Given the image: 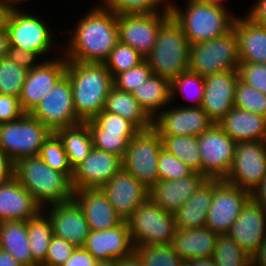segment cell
I'll list each match as a JSON object with an SVG mask.
<instances>
[{"instance_id":"obj_1","label":"cell","mask_w":266,"mask_h":266,"mask_svg":"<svg viewBox=\"0 0 266 266\" xmlns=\"http://www.w3.org/2000/svg\"><path fill=\"white\" fill-rule=\"evenodd\" d=\"M79 19L59 51L67 60L104 63L119 42L117 14L98 3Z\"/></svg>"},{"instance_id":"obj_2","label":"cell","mask_w":266,"mask_h":266,"mask_svg":"<svg viewBox=\"0 0 266 266\" xmlns=\"http://www.w3.org/2000/svg\"><path fill=\"white\" fill-rule=\"evenodd\" d=\"M65 75L72 86L75 113L82 122L104 110L106 97L114 86L113 76L104 63L67 60Z\"/></svg>"},{"instance_id":"obj_3","label":"cell","mask_w":266,"mask_h":266,"mask_svg":"<svg viewBox=\"0 0 266 266\" xmlns=\"http://www.w3.org/2000/svg\"><path fill=\"white\" fill-rule=\"evenodd\" d=\"M14 177L42 208L73 200L71 180L47 166L39 156L18 159L14 163Z\"/></svg>"},{"instance_id":"obj_4","label":"cell","mask_w":266,"mask_h":266,"mask_svg":"<svg viewBox=\"0 0 266 266\" xmlns=\"http://www.w3.org/2000/svg\"><path fill=\"white\" fill-rule=\"evenodd\" d=\"M174 2L170 1L171 16L181 26L190 45L225 35L237 17L227 9L198 0H187L186 8Z\"/></svg>"},{"instance_id":"obj_5","label":"cell","mask_w":266,"mask_h":266,"mask_svg":"<svg viewBox=\"0 0 266 266\" xmlns=\"http://www.w3.org/2000/svg\"><path fill=\"white\" fill-rule=\"evenodd\" d=\"M190 43L171 16L159 29L153 49L145 57L153 74L172 82L189 70Z\"/></svg>"},{"instance_id":"obj_6","label":"cell","mask_w":266,"mask_h":266,"mask_svg":"<svg viewBox=\"0 0 266 266\" xmlns=\"http://www.w3.org/2000/svg\"><path fill=\"white\" fill-rule=\"evenodd\" d=\"M239 63L238 38L233 28L223 36L190 45L188 68L201 76L238 70Z\"/></svg>"},{"instance_id":"obj_7","label":"cell","mask_w":266,"mask_h":266,"mask_svg":"<svg viewBox=\"0 0 266 266\" xmlns=\"http://www.w3.org/2000/svg\"><path fill=\"white\" fill-rule=\"evenodd\" d=\"M133 246L171 244L176 231L173 213L150 199L138 206L127 219Z\"/></svg>"},{"instance_id":"obj_8","label":"cell","mask_w":266,"mask_h":266,"mask_svg":"<svg viewBox=\"0 0 266 266\" xmlns=\"http://www.w3.org/2000/svg\"><path fill=\"white\" fill-rule=\"evenodd\" d=\"M51 133L39 120L25 113L18 120L0 124V149L14 163L23 157L38 156Z\"/></svg>"},{"instance_id":"obj_9","label":"cell","mask_w":266,"mask_h":266,"mask_svg":"<svg viewBox=\"0 0 266 266\" xmlns=\"http://www.w3.org/2000/svg\"><path fill=\"white\" fill-rule=\"evenodd\" d=\"M161 149L162 140L154 127L140 130L128 144L122 169L150 189L159 180L157 165Z\"/></svg>"},{"instance_id":"obj_10","label":"cell","mask_w":266,"mask_h":266,"mask_svg":"<svg viewBox=\"0 0 266 266\" xmlns=\"http://www.w3.org/2000/svg\"><path fill=\"white\" fill-rule=\"evenodd\" d=\"M17 5L19 4L16 3V7L12 8L7 20L9 45L35 52L41 59L47 60L43 56L53 52V43L56 44L51 35L53 31L40 16L23 11Z\"/></svg>"},{"instance_id":"obj_11","label":"cell","mask_w":266,"mask_h":266,"mask_svg":"<svg viewBox=\"0 0 266 266\" xmlns=\"http://www.w3.org/2000/svg\"><path fill=\"white\" fill-rule=\"evenodd\" d=\"M29 114L51 132L82 122L75 113L69 78L64 75Z\"/></svg>"},{"instance_id":"obj_12","label":"cell","mask_w":266,"mask_h":266,"mask_svg":"<svg viewBox=\"0 0 266 266\" xmlns=\"http://www.w3.org/2000/svg\"><path fill=\"white\" fill-rule=\"evenodd\" d=\"M236 144L217 123L198 136L202 175L225 179L233 165Z\"/></svg>"},{"instance_id":"obj_13","label":"cell","mask_w":266,"mask_h":266,"mask_svg":"<svg viewBox=\"0 0 266 266\" xmlns=\"http://www.w3.org/2000/svg\"><path fill=\"white\" fill-rule=\"evenodd\" d=\"M250 198V192L226 182L224 179H216L206 227H209L217 235L228 234Z\"/></svg>"},{"instance_id":"obj_14","label":"cell","mask_w":266,"mask_h":266,"mask_svg":"<svg viewBox=\"0 0 266 266\" xmlns=\"http://www.w3.org/2000/svg\"><path fill=\"white\" fill-rule=\"evenodd\" d=\"M265 175V142H238L235 147L233 165L224 180L252 193Z\"/></svg>"},{"instance_id":"obj_15","label":"cell","mask_w":266,"mask_h":266,"mask_svg":"<svg viewBox=\"0 0 266 266\" xmlns=\"http://www.w3.org/2000/svg\"><path fill=\"white\" fill-rule=\"evenodd\" d=\"M170 17L171 12L117 15L119 42L146 57L156 43L160 27Z\"/></svg>"},{"instance_id":"obj_16","label":"cell","mask_w":266,"mask_h":266,"mask_svg":"<svg viewBox=\"0 0 266 266\" xmlns=\"http://www.w3.org/2000/svg\"><path fill=\"white\" fill-rule=\"evenodd\" d=\"M169 107L153 119V127L160 136L198 137L215 124L201 107Z\"/></svg>"},{"instance_id":"obj_17","label":"cell","mask_w":266,"mask_h":266,"mask_svg":"<svg viewBox=\"0 0 266 266\" xmlns=\"http://www.w3.org/2000/svg\"><path fill=\"white\" fill-rule=\"evenodd\" d=\"M61 53V57L43 60L37 67L28 71L19 97L25 113H30L66 74L67 59L63 52Z\"/></svg>"},{"instance_id":"obj_18","label":"cell","mask_w":266,"mask_h":266,"mask_svg":"<svg viewBox=\"0 0 266 266\" xmlns=\"http://www.w3.org/2000/svg\"><path fill=\"white\" fill-rule=\"evenodd\" d=\"M122 169V158L95 147L79 163L71 179L73 190L101 188Z\"/></svg>"},{"instance_id":"obj_19","label":"cell","mask_w":266,"mask_h":266,"mask_svg":"<svg viewBox=\"0 0 266 266\" xmlns=\"http://www.w3.org/2000/svg\"><path fill=\"white\" fill-rule=\"evenodd\" d=\"M42 211L49 217L54 236L69 241L76 248L85 245L91 230L82 208L74 199L65 203L51 204Z\"/></svg>"},{"instance_id":"obj_20","label":"cell","mask_w":266,"mask_h":266,"mask_svg":"<svg viewBox=\"0 0 266 266\" xmlns=\"http://www.w3.org/2000/svg\"><path fill=\"white\" fill-rule=\"evenodd\" d=\"M100 189L123 220H127L138 206L149 199V189L124 169Z\"/></svg>"},{"instance_id":"obj_21","label":"cell","mask_w":266,"mask_h":266,"mask_svg":"<svg viewBox=\"0 0 266 266\" xmlns=\"http://www.w3.org/2000/svg\"><path fill=\"white\" fill-rule=\"evenodd\" d=\"M239 79L238 70L204 77V100L201 108L217 123L234 108V95Z\"/></svg>"},{"instance_id":"obj_22","label":"cell","mask_w":266,"mask_h":266,"mask_svg":"<svg viewBox=\"0 0 266 266\" xmlns=\"http://www.w3.org/2000/svg\"><path fill=\"white\" fill-rule=\"evenodd\" d=\"M83 247L96 260H118L131 255L134 246L127 220L111 229L90 231Z\"/></svg>"},{"instance_id":"obj_23","label":"cell","mask_w":266,"mask_h":266,"mask_svg":"<svg viewBox=\"0 0 266 266\" xmlns=\"http://www.w3.org/2000/svg\"><path fill=\"white\" fill-rule=\"evenodd\" d=\"M227 235L251 255L266 239V210L250 198Z\"/></svg>"},{"instance_id":"obj_24","label":"cell","mask_w":266,"mask_h":266,"mask_svg":"<svg viewBox=\"0 0 266 266\" xmlns=\"http://www.w3.org/2000/svg\"><path fill=\"white\" fill-rule=\"evenodd\" d=\"M206 179L204 175L194 172L180 179L158 180L149 189V199L166 212L174 214Z\"/></svg>"},{"instance_id":"obj_25","label":"cell","mask_w":266,"mask_h":266,"mask_svg":"<svg viewBox=\"0 0 266 266\" xmlns=\"http://www.w3.org/2000/svg\"><path fill=\"white\" fill-rule=\"evenodd\" d=\"M42 210L31 193L14 176L0 184V222L28 221Z\"/></svg>"},{"instance_id":"obj_26","label":"cell","mask_w":266,"mask_h":266,"mask_svg":"<svg viewBox=\"0 0 266 266\" xmlns=\"http://www.w3.org/2000/svg\"><path fill=\"white\" fill-rule=\"evenodd\" d=\"M73 199L82 208L91 231L111 229L123 221L100 188L75 190Z\"/></svg>"},{"instance_id":"obj_27","label":"cell","mask_w":266,"mask_h":266,"mask_svg":"<svg viewBox=\"0 0 266 266\" xmlns=\"http://www.w3.org/2000/svg\"><path fill=\"white\" fill-rule=\"evenodd\" d=\"M217 124L236 143L264 141L266 117L234 107Z\"/></svg>"},{"instance_id":"obj_28","label":"cell","mask_w":266,"mask_h":266,"mask_svg":"<svg viewBox=\"0 0 266 266\" xmlns=\"http://www.w3.org/2000/svg\"><path fill=\"white\" fill-rule=\"evenodd\" d=\"M233 29L238 38L240 62L266 63V27L244 15L236 17Z\"/></svg>"},{"instance_id":"obj_29","label":"cell","mask_w":266,"mask_h":266,"mask_svg":"<svg viewBox=\"0 0 266 266\" xmlns=\"http://www.w3.org/2000/svg\"><path fill=\"white\" fill-rule=\"evenodd\" d=\"M216 179H206L174 214L177 229H196L206 227Z\"/></svg>"},{"instance_id":"obj_30","label":"cell","mask_w":266,"mask_h":266,"mask_svg":"<svg viewBox=\"0 0 266 266\" xmlns=\"http://www.w3.org/2000/svg\"><path fill=\"white\" fill-rule=\"evenodd\" d=\"M217 234L209 227L176 229L171 245L184 261L196 257H212Z\"/></svg>"},{"instance_id":"obj_31","label":"cell","mask_w":266,"mask_h":266,"mask_svg":"<svg viewBox=\"0 0 266 266\" xmlns=\"http://www.w3.org/2000/svg\"><path fill=\"white\" fill-rule=\"evenodd\" d=\"M0 249L9 252L22 266H39L29 248L27 221L0 222Z\"/></svg>"},{"instance_id":"obj_32","label":"cell","mask_w":266,"mask_h":266,"mask_svg":"<svg viewBox=\"0 0 266 266\" xmlns=\"http://www.w3.org/2000/svg\"><path fill=\"white\" fill-rule=\"evenodd\" d=\"M152 118H156L171 103V82L152 74L140 87L131 92Z\"/></svg>"},{"instance_id":"obj_33","label":"cell","mask_w":266,"mask_h":266,"mask_svg":"<svg viewBox=\"0 0 266 266\" xmlns=\"http://www.w3.org/2000/svg\"><path fill=\"white\" fill-rule=\"evenodd\" d=\"M104 110L132 122L139 130L153 127V119L141 107L133 95L113 86L106 97Z\"/></svg>"},{"instance_id":"obj_34","label":"cell","mask_w":266,"mask_h":266,"mask_svg":"<svg viewBox=\"0 0 266 266\" xmlns=\"http://www.w3.org/2000/svg\"><path fill=\"white\" fill-rule=\"evenodd\" d=\"M54 133L62 141L73 169L89 155L93 148L91 132L86 122L60 128Z\"/></svg>"},{"instance_id":"obj_35","label":"cell","mask_w":266,"mask_h":266,"mask_svg":"<svg viewBox=\"0 0 266 266\" xmlns=\"http://www.w3.org/2000/svg\"><path fill=\"white\" fill-rule=\"evenodd\" d=\"M28 243L33 260L40 266L47 254L53 237L49 217L41 211L36 217L27 221Z\"/></svg>"},{"instance_id":"obj_36","label":"cell","mask_w":266,"mask_h":266,"mask_svg":"<svg viewBox=\"0 0 266 266\" xmlns=\"http://www.w3.org/2000/svg\"><path fill=\"white\" fill-rule=\"evenodd\" d=\"M162 148L177 157L194 172L202 174V163L198 137L196 136H160Z\"/></svg>"},{"instance_id":"obj_37","label":"cell","mask_w":266,"mask_h":266,"mask_svg":"<svg viewBox=\"0 0 266 266\" xmlns=\"http://www.w3.org/2000/svg\"><path fill=\"white\" fill-rule=\"evenodd\" d=\"M98 2L117 15L170 12V0H99Z\"/></svg>"},{"instance_id":"obj_38","label":"cell","mask_w":266,"mask_h":266,"mask_svg":"<svg viewBox=\"0 0 266 266\" xmlns=\"http://www.w3.org/2000/svg\"><path fill=\"white\" fill-rule=\"evenodd\" d=\"M212 258L215 266H250V255L227 234L217 235Z\"/></svg>"},{"instance_id":"obj_39","label":"cell","mask_w":266,"mask_h":266,"mask_svg":"<svg viewBox=\"0 0 266 266\" xmlns=\"http://www.w3.org/2000/svg\"><path fill=\"white\" fill-rule=\"evenodd\" d=\"M38 156L47 166L72 179L74 169L70 165L62 141L54 132L44 141Z\"/></svg>"},{"instance_id":"obj_40","label":"cell","mask_w":266,"mask_h":266,"mask_svg":"<svg viewBox=\"0 0 266 266\" xmlns=\"http://www.w3.org/2000/svg\"><path fill=\"white\" fill-rule=\"evenodd\" d=\"M204 88V76L188 70L184 73H181L171 82V102L173 104V99L176 98V95L178 96V93L180 95L182 94V97H185V99H187V94L191 95V93L194 92V94L192 93L193 96L195 95V97L192 98L193 101L192 99H190L193 104H188L186 105V107H201L204 100Z\"/></svg>"},{"instance_id":"obj_41","label":"cell","mask_w":266,"mask_h":266,"mask_svg":"<svg viewBox=\"0 0 266 266\" xmlns=\"http://www.w3.org/2000/svg\"><path fill=\"white\" fill-rule=\"evenodd\" d=\"M134 252L143 266H180L184 262L171 244L135 246Z\"/></svg>"},{"instance_id":"obj_42","label":"cell","mask_w":266,"mask_h":266,"mask_svg":"<svg viewBox=\"0 0 266 266\" xmlns=\"http://www.w3.org/2000/svg\"><path fill=\"white\" fill-rule=\"evenodd\" d=\"M28 70L7 57L0 59V94L20 97Z\"/></svg>"},{"instance_id":"obj_43","label":"cell","mask_w":266,"mask_h":266,"mask_svg":"<svg viewBox=\"0 0 266 266\" xmlns=\"http://www.w3.org/2000/svg\"><path fill=\"white\" fill-rule=\"evenodd\" d=\"M144 60L145 57L135 49L118 42L104 64L114 78L117 74L139 65Z\"/></svg>"},{"instance_id":"obj_44","label":"cell","mask_w":266,"mask_h":266,"mask_svg":"<svg viewBox=\"0 0 266 266\" xmlns=\"http://www.w3.org/2000/svg\"><path fill=\"white\" fill-rule=\"evenodd\" d=\"M93 147L123 158L129 142L137 133H113L105 129H89Z\"/></svg>"},{"instance_id":"obj_45","label":"cell","mask_w":266,"mask_h":266,"mask_svg":"<svg viewBox=\"0 0 266 266\" xmlns=\"http://www.w3.org/2000/svg\"><path fill=\"white\" fill-rule=\"evenodd\" d=\"M234 107L266 117V95L239 78L235 89Z\"/></svg>"},{"instance_id":"obj_46","label":"cell","mask_w":266,"mask_h":266,"mask_svg":"<svg viewBox=\"0 0 266 266\" xmlns=\"http://www.w3.org/2000/svg\"><path fill=\"white\" fill-rule=\"evenodd\" d=\"M89 129H105L113 133H138L140 130L129 120L102 110L93 119L85 121Z\"/></svg>"},{"instance_id":"obj_47","label":"cell","mask_w":266,"mask_h":266,"mask_svg":"<svg viewBox=\"0 0 266 266\" xmlns=\"http://www.w3.org/2000/svg\"><path fill=\"white\" fill-rule=\"evenodd\" d=\"M153 74L146 60L139 65L117 74L113 78L114 86L122 91L131 93L140 87Z\"/></svg>"},{"instance_id":"obj_48","label":"cell","mask_w":266,"mask_h":266,"mask_svg":"<svg viewBox=\"0 0 266 266\" xmlns=\"http://www.w3.org/2000/svg\"><path fill=\"white\" fill-rule=\"evenodd\" d=\"M157 168L159 180H175L194 173L189 166L163 148L158 156Z\"/></svg>"},{"instance_id":"obj_49","label":"cell","mask_w":266,"mask_h":266,"mask_svg":"<svg viewBox=\"0 0 266 266\" xmlns=\"http://www.w3.org/2000/svg\"><path fill=\"white\" fill-rule=\"evenodd\" d=\"M239 78L266 95V63L240 62Z\"/></svg>"},{"instance_id":"obj_50","label":"cell","mask_w":266,"mask_h":266,"mask_svg":"<svg viewBox=\"0 0 266 266\" xmlns=\"http://www.w3.org/2000/svg\"><path fill=\"white\" fill-rule=\"evenodd\" d=\"M75 249L69 241L53 235L45 261L40 266H61L72 256Z\"/></svg>"},{"instance_id":"obj_51","label":"cell","mask_w":266,"mask_h":266,"mask_svg":"<svg viewBox=\"0 0 266 266\" xmlns=\"http://www.w3.org/2000/svg\"><path fill=\"white\" fill-rule=\"evenodd\" d=\"M24 114L18 97L0 94V124L18 120Z\"/></svg>"},{"instance_id":"obj_52","label":"cell","mask_w":266,"mask_h":266,"mask_svg":"<svg viewBox=\"0 0 266 266\" xmlns=\"http://www.w3.org/2000/svg\"><path fill=\"white\" fill-rule=\"evenodd\" d=\"M7 58L28 71L43 61L37 53L13 45L8 46Z\"/></svg>"},{"instance_id":"obj_53","label":"cell","mask_w":266,"mask_h":266,"mask_svg":"<svg viewBox=\"0 0 266 266\" xmlns=\"http://www.w3.org/2000/svg\"><path fill=\"white\" fill-rule=\"evenodd\" d=\"M96 261L84 247H77L72 256L61 266H94Z\"/></svg>"},{"instance_id":"obj_54","label":"cell","mask_w":266,"mask_h":266,"mask_svg":"<svg viewBox=\"0 0 266 266\" xmlns=\"http://www.w3.org/2000/svg\"><path fill=\"white\" fill-rule=\"evenodd\" d=\"M253 6L246 11V15L255 23L266 27V0H257Z\"/></svg>"},{"instance_id":"obj_55","label":"cell","mask_w":266,"mask_h":266,"mask_svg":"<svg viewBox=\"0 0 266 266\" xmlns=\"http://www.w3.org/2000/svg\"><path fill=\"white\" fill-rule=\"evenodd\" d=\"M14 176V162L0 149V184Z\"/></svg>"},{"instance_id":"obj_56","label":"cell","mask_w":266,"mask_h":266,"mask_svg":"<svg viewBox=\"0 0 266 266\" xmlns=\"http://www.w3.org/2000/svg\"><path fill=\"white\" fill-rule=\"evenodd\" d=\"M250 266H266V239L250 255Z\"/></svg>"},{"instance_id":"obj_57","label":"cell","mask_w":266,"mask_h":266,"mask_svg":"<svg viewBox=\"0 0 266 266\" xmlns=\"http://www.w3.org/2000/svg\"><path fill=\"white\" fill-rule=\"evenodd\" d=\"M15 5V0H0V30L6 29L9 14Z\"/></svg>"},{"instance_id":"obj_58","label":"cell","mask_w":266,"mask_h":266,"mask_svg":"<svg viewBox=\"0 0 266 266\" xmlns=\"http://www.w3.org/2000/svg\"><path fill=\"white\" fill-rule=\"evenodd\" d=\"M251 198L266 210V175L261 183L252 191Z\"/></svg>"},{"instance_id":"obj_59","label":"cell","mask_w":266,"mask_h":266,"mask_svg":"<svg viewBox=\"0 0 266 266\" xmlns=\"http://www.w3.org/2000/svg\"><path fill=\"white\" fill-rule=\"evenodd\" d=\"M117 266H143L141 259L133 252L131 255L118 259Z\"/></svg>"},{"instance_id":"obj_60","label":"cell","mask_w":266,"mask_h":266,"mask_svg":"<svg viewBox=\"0 0 266 266\" xmlns=\"http://www.w3.org/2000/svg\"><path fill=\"white\" fill-rule=\"evenodd\" d=\"M9 46L8 34L6 29L0 30V59L7 57Z\"/></svg>"},{"instance_id":"obj_61","label":"cell","mask_w":266,"mask_h":266,"mask_svg":"<svg viewBox=\"0 0 266 266\" xmlns=\"http://www.w3.org/2000/svg\"><path fill=\"white\" fill-rule=\"evenodd\" d=\"M0 266H22V265H20L9 252L0 249Z\"/></svg>"},{"instance_id":"obj_62","label":"cell","mask_w":266,"mask_h":266,"mask_svg":"<svg viewBox=\"0 0 266 266\" xmlns=\"http://www.w3.org/2000/svg\"><path fill=\"white\" fill-rule=\"evenodd\" d=\"M188 266H215L212 257H196L189 259Z\"/></svg>"},{"instance_id":"obj_63","label":"cell","mask_w":266,"mask_h":266,"mask_svg":"<svg viewBox=\"0 0 266 266\" xmlns=\"http://www.w3.org/2000/svg\"><path fill=\"white\" fill-rule=\"evenodd\" d=\"M198 1L201 3L207 4V5L218 6V7L230 10V9H228L227 5L226 6L224 5L225 0H198Z\"/></svg>"},{"instance_id":"obj_64","label":"cell","mask_w":266,"mask_h":266,"mask_svg":"<svg viewBox=\"0 0 266 266\" xmlns=\"http://www.w3.org/2000/svg\"><path fill=\"white\" fill-rule=\"evenodd\" d=\"M94 266H117V260H97Z\"/></svg>"},{"instance_id":"obj_65","label":"cell","mask_w":266,"mask_h":266,"mask_svg":"<svg viewBox=\"0 0 266 266\" xmlns=\"http://www.w3.org/2000/svg\"><path fill=\"white\" fill-rule=\"evenodd\" d=\"M17 4L21 5V3L24 4V2L26 1H29V0H15Z\"/></svg>"},{"instance_id":"obj_66","label":"cell","mask_w":266,"mask_h":266,"mask_svg":"<svg viewBox=\"0 0 266 266\" xmlns=\"http://www.w3.org/2000/svg\"><path fill=\"white\" fill-rule=\"evenodd\" d=\"M180 266H188L186 262H183Z\"/></svg>"}]
</instances>
